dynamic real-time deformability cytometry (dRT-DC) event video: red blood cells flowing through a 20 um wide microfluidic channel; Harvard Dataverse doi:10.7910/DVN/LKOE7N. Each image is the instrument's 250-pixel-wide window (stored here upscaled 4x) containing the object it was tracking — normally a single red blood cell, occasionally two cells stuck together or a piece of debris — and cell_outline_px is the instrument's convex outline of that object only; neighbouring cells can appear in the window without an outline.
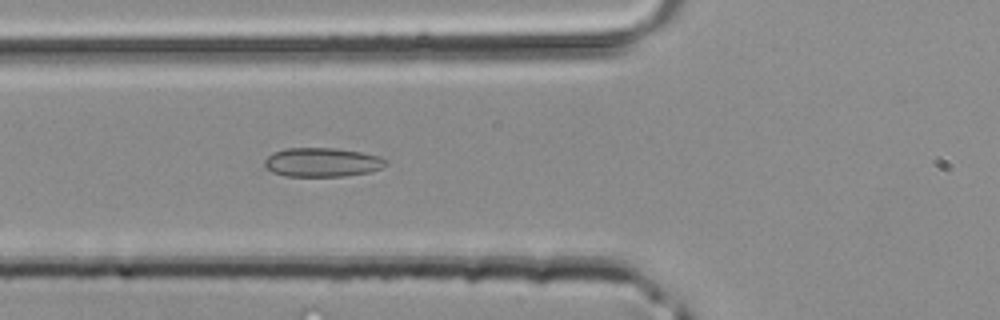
{"species": "common noctule bat (a hibernating species)", "species_latin": "Nyctalus noctula", "temperature_condition": "room temperature", "stored_images_in_passage": 29, "camera_frame_rate_fps": 3000, "um_per_image_px": 0.085, "animal": {"sex": "male", "body_mass_g": 20.4}, "frame": {"image": 1, "passage_image": 3, "time_ms": 0.667, "image_size_px": [1000, 320], "cell_outline_px": [[388, 164], [380, 168], [368, 172], [344, 176], [284, 176], [272, 172], [264, 164], [264, 160], [272, 152], [284, 148], [336, 148], [360, 152], [380, 156], [388, 160]], "centroid_in_image_um": [27.38, 13.79], "position_along_channel_um": 98.4, "area_um2": 20.58}}
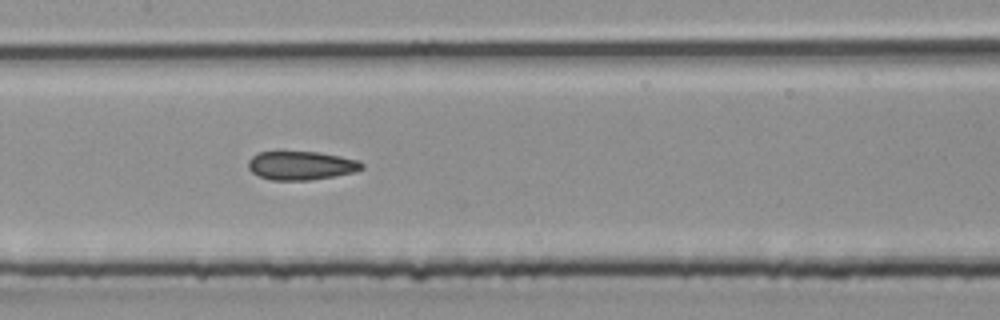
{"frame": {"image": 2, "passage_image": 8, "time_ms": 2.333, "image_size_px": [1000, 320], "cell_outline_px": [[364, 168], [356, 172], [312, 180], [272, 180], [260, 176], [252, 172], [248, 168], [248, 160], [256, 152], [316, 152], [360, 160], [364, 164]], "centroid_in_image_um": [25.61, 14.07], "position_along_channel_um": 181.8, "area_um2": 19.02}}
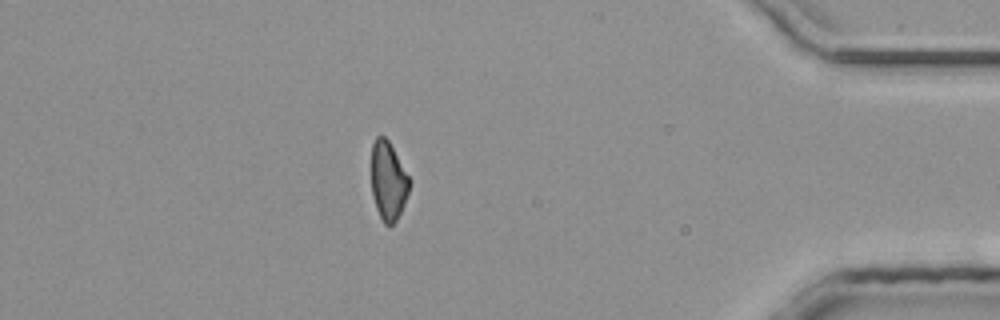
{"frame": {"image": 3, "passage_image": 24, "time_ms": 7.667, "image_size_px": [1000, 320], "cell_outline_px": [[408, 192], [404, 204], [396, 220], [388, 228], [384, 224], [376, 208], [372, 196], [372, 144], [376, 136], [384, 136], [388, 140], [408, 176]], "centroid_in_image_um": [32.97, 15.4], "position_along_channel_um": 402.2, "area_um2": 17.05}}